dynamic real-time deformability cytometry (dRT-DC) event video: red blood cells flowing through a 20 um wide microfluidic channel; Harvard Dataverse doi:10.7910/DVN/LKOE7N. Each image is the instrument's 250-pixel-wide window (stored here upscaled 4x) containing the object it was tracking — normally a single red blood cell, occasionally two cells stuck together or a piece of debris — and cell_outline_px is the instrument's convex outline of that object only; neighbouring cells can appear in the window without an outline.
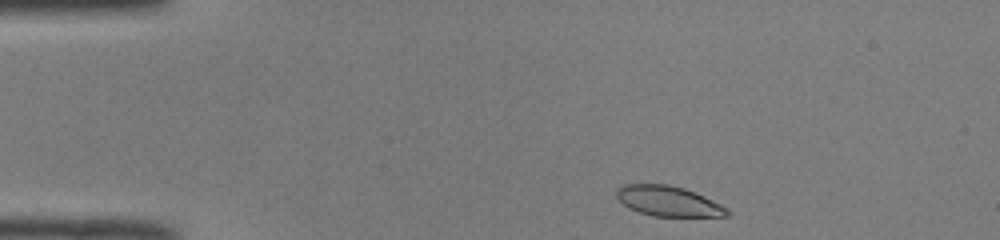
{"species": "common noctule bat (a hibernating species)", "species_latin": "Nyctalus noctula", "temperature_condition": "room temperature", "stored_images_in_passage": 43, "camera_frame_rate_fps": 3000, "um_per_image_px": 0.085, "animal": {"sex": "male", "body_mass_g": 19.0, "forearm_length_mm": 50.8}, "frame": {"image": 1, "passage_image": 1, "time_ms": 0.0, "image_size_px": [1000, 240], "cell_outline_px": [[732, 212], [728, 216], [652, 216], [640, 212], [624, 204], [616, 196], [616, 188], [624, 184], [668, 184], [684, 188], [696, 192], [728, 208]], "centroid_in_image_um": [56.84, 17.09], "position_along_channel_um": 28.2, "area_um2": 19.42}}
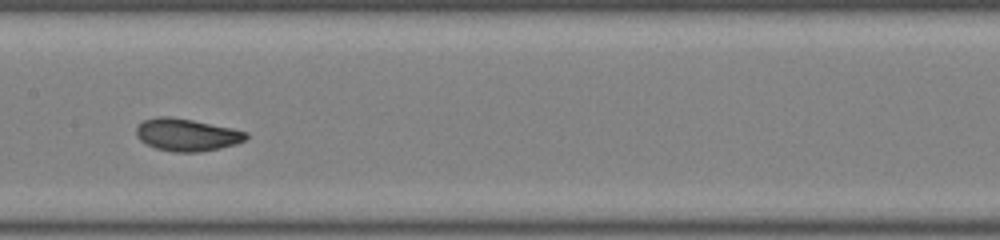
{"frame": {"image": 2, "passage_image": 18, "time_ms": 5.667, "image_size_px": [1000, 240], "cell_outline_px": [[248, 136], [244, 140], [236, 144], [220, 148], [200, 152], [172, 152], [156, 148], [144, 144], [136, 136], [136, 128], [144, 120], [156, 116], [168, 116], [192, 120], [232, 128], [248, 132]], "centroid_in_image_um": [15.86, 11.46], "position_along_channel_um": 191.5, "area_um2": 20.81}}
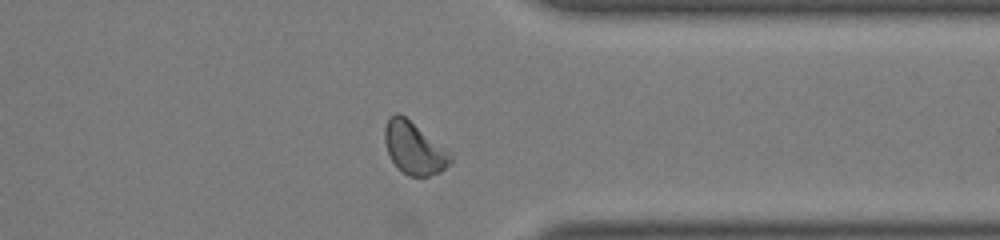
{"frame": {"image": 3, "passage_image": 32, "time_ms": 10.333, "image_size_px": [1000, 240], "cell_outline_px": [[452, 164], [440, 172], [428, 176], [408, 176], [392, 160], [388, 152], [384, 140], [384, 128], [388, 116], [396, 112], [400, 112], [448, 148], [452, 152]], "centroid_in_image_um": [35.24, 12.55], "position_along_channel_um": 376.2, "area_um2": 20.46}, "authors_computed_cell_mechanics": {"area_um2": 20.4034, "velocity_mm_per_s": 4.0192, "shape_relaxation_time_tau1_ms": 5.7673, "shape_relaxation_time_tau2_ms": 1.273, "deformation_change_tau1": 0.1907, "deformation_change_tau2": 0.0506}}